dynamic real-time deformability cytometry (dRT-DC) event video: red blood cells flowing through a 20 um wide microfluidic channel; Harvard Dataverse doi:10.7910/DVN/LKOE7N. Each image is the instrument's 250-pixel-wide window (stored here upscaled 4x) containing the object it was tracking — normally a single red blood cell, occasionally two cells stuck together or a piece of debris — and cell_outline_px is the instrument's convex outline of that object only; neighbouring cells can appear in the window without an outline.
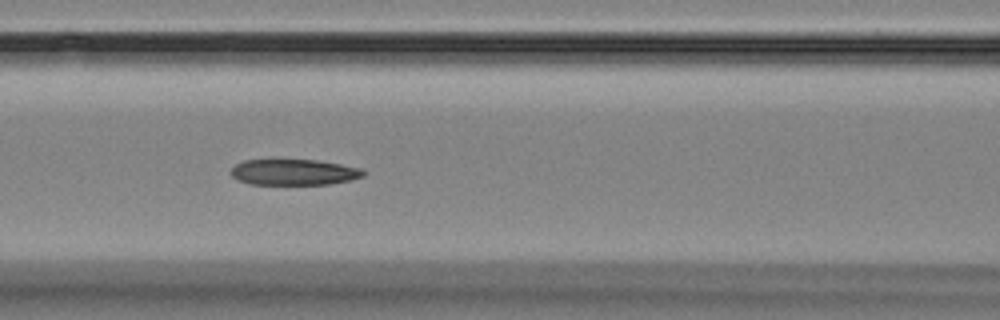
{"species": "Egyptian fruit bat (a non-hibernating species)", "species_latin": "Rousettus aegyptiacus", "temperature_condition": "room temperature", "stored_images_in_passage": 8, "camera_frame_rate_fps": 3000, "um_per_image_px": 0.085, "animal": {"sex": "female"}, "frame": {"image": 1, "passage_image": 7, "time_ms": 7.0, "image_size_px": [1000, 320], "cell_outline_px": [[364, 176], [348, 180], [328, 184], [252, 184], [236, 180], [228, 172], [236, 164], [244, 160], [316, 160], [340, 164], [360, 168], [364, 172]], "centroid_in_image_um": [24.92, 14.63], "position_along_channel_um": 141.7, "area_um2": 19.83}}
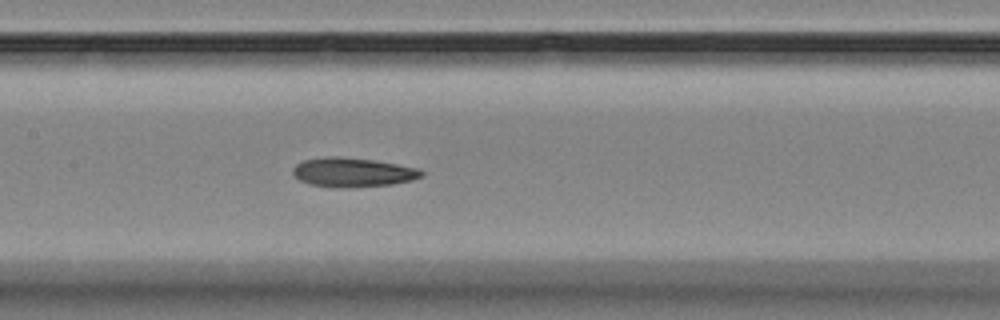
{"frame": {"image": 2, "passage_image": 8, "time_ms": 8.0, "image_size_px": [1000, 320], "cell_outline_px": [[424, 176], [412, 180], [392, 184], [348, 188], [312, 184], [300, 180], [292, 176], [292, 168], [296, 164], [304, 160], [324, 156], [336, 156], [372, 160], [420, 168], [424, 172]], "centroid_in_image_um": [29.99, 14.64], "position_along_channel_um": 177.4, "area_um2": 21.91}}